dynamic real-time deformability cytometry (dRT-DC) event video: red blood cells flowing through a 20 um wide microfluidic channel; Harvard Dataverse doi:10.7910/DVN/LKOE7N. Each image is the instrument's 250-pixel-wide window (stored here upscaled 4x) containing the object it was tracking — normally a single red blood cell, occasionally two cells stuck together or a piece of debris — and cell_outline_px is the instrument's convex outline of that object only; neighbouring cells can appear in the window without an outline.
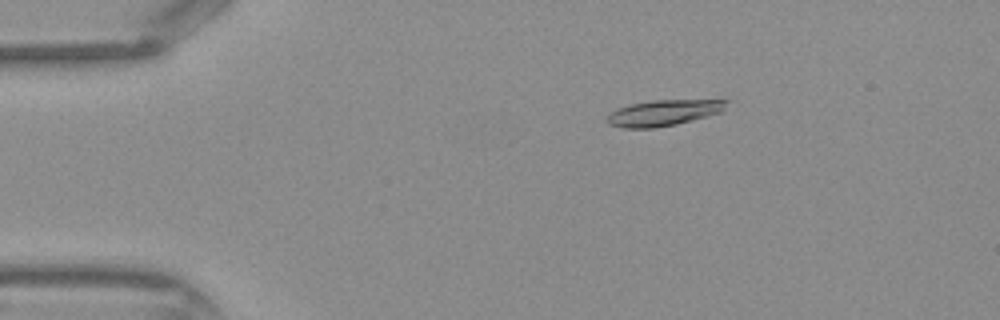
{"species": "Egyptian fruit bat (a non-hibernating species)", "species_latin": "Rousettus aegyptiacus", "temperature_condition": "warm", "stored_images_in_passage": 44, "camera_frame_rate_fps": 3000, "um_per_image_px": 0.085, "frame": {"image": 1, "passage_image": 8, "time_ms": 2.333, "image_size_px": [1000, 320], "cell_outline_px": [[728, 100], [724, 108], [720, 112], [708, 116], [676, 124], [652, 128], [624, 128], [608, 124], [604, 120], [616, 108], [628, 104], [652, 100]], "centroid_in_image_um": [56.34, 9.59], "position_along_channel_um": 28.7, "area_um2": 17.98}}
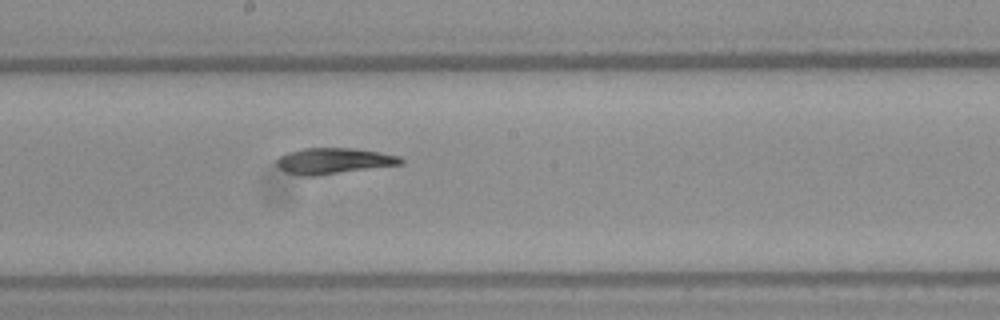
{"frame": {"image": 2, "passage_image": 24, "time_ms": 7.667, "image_size_px": [1000, 320], "cell_outline_px": [[404, 164], [316, 176], [300, 176], [288, 172], [280, 168], [276, 164], [276, 160], [280, 156], [288, 152], [304, 148], [352, 148], [380, 152], [400, 156], [404, 160]], "centroid_in_image_um": [28.39, 13.68], "position_along_channel_um": 219.8, "area_um2": 18.84}}
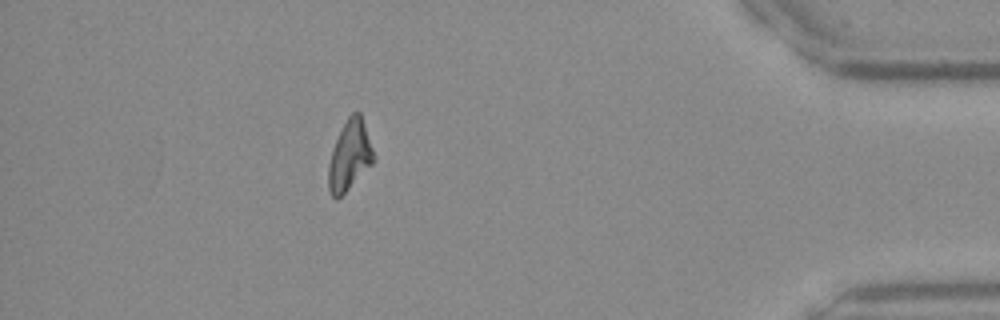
{"frame": {"image": 3, "passage_image": 39, "time_ms": 12.667, "image_size_px": [1000, 320], "cell_outline_px": [[376, 160], [336, 200], [332, 196], [328, 188], [328, 164], [332, 148], [348, 116], [352, 112], [360, 112], [376, 156]], "centroid_in_image_um": [29.72, 13.21], "position_along_channel_um": 405.5, "area_um2": 18.26}}